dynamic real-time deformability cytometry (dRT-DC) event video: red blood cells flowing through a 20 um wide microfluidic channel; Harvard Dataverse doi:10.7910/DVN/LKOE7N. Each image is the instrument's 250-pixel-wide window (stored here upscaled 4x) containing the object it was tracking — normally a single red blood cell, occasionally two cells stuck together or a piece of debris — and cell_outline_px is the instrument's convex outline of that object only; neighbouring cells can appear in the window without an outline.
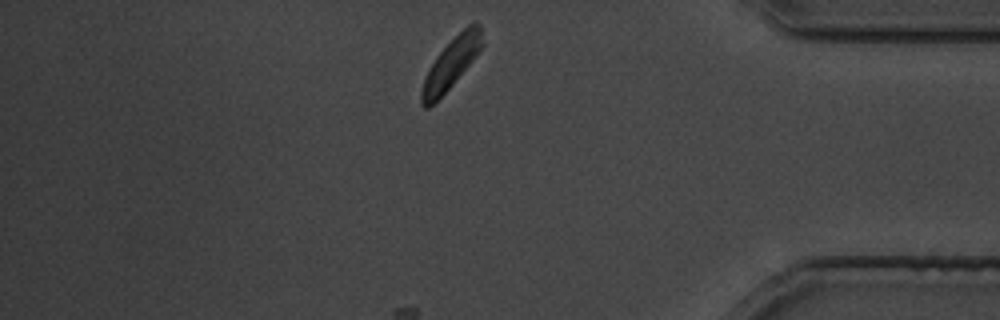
{"species": "common noctule bat (a hibernating species)", "species_latin": "Nyctalus noctula", "temperature_condition": "cold", "stored_images_in_passage": 27, "camera_frame_rate_fps": 3000, "um_per_image_px": 0.085, "animal": {"sex": "male", "body_mass_g": 19.5, "forearm_length_mm": 54.6}, "frame": {"image": 1, "passage_image": 23, "time_ms": 26.667, "image_size_px": [1000, 320], "cell_outline_px": [[484, 44], [472, 60], [452, 84], [428, 108], [424, 108], [420, 104], [420, 92], [428, 68], [436, 56], [468, 24], [476, 20], [480, 24]], "centroid_in_image_um": [38.34, 5.37], "position_along_channel_um": 396.9, "area_um2": 17.4}}
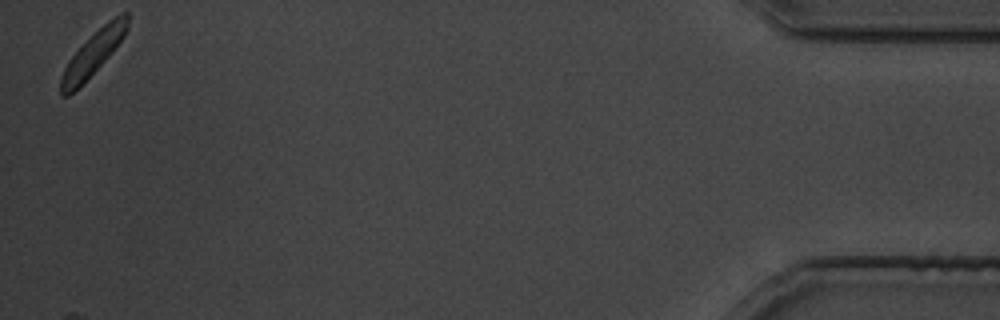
{"frame": {"image": 2, "passage_image": 27, "time_ms": 32.333, "image_size_px": [1000, 320], "cell_outline_px": [[128, 28], [124, 36], [108, 56], [68, 96], [60, 96], [60, 80], [64, 68], [68, 60], [108, 20], [120, 12], [128, 12]], "centroid_in_image_um": [7.92, 4.51], "position_along_channel_um": 427.3, "area_um2": 16.13}}